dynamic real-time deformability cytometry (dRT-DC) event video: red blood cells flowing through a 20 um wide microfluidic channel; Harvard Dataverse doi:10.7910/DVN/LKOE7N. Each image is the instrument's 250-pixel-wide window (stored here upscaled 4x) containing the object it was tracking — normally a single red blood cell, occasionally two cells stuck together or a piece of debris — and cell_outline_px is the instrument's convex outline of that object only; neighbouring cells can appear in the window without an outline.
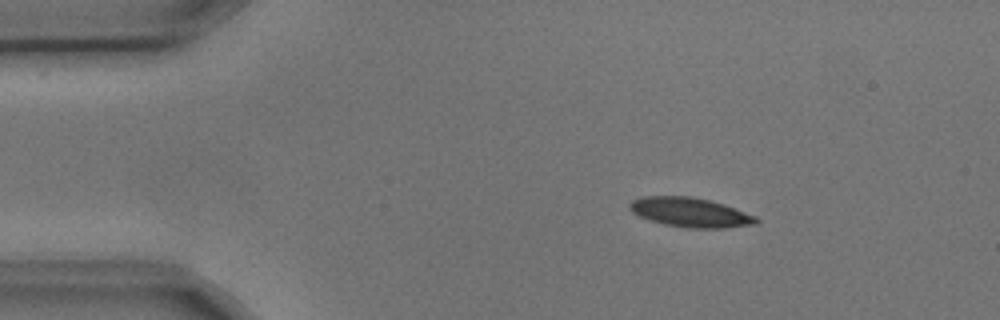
{"species": "common noctule bat (a hibernating species)", "species_latin": "Nyctalus noctula", "temperature_condition": "cold", "stored_images_in_passage": 3, "camera_frame_rate_fps": 3000, "um_per_image_px": 0.085, "animal": {"sex": "male", "body_mass_g": 17.9, "forearm_length_mm": 54.2}, "frame": {"image": 1, "passage_image": 1, "time_ms": 0.0, "image_size_px": [1000, 320], "cell_outline_px": [[760, 220], [756, 224], [724, 228], [688, 228], [664, 224], [640, 216], [632, 212], [628, 208], [628, 204], [632, 200], [640, 196], [688, 196], [708, 200], [724, 204], [756, 216]], "centroid_in_image_um": [58.67, 18.05], "position_along_channel_um": 26.3, "area_um2": 21.68}}
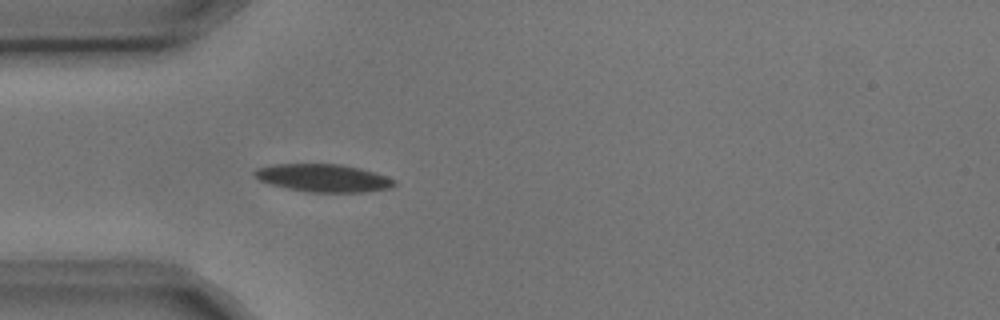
{"frame": {"image": 2, "passage_image": 3, "time_ms": 0.667, "image_size_px": [1000, 320], "cell_outline_px": [[396, 184], [392, 188], [364, 192], [304, 192], [272, 184], [260, 180], [252, 172], [256, 168], [272, 164], [340, 164], [360, 168], [396, 180]], "centroid_in_image_um": [27.48, 15.13], "position_along_channel_um": 57.5, "area_um2": 22.54}}